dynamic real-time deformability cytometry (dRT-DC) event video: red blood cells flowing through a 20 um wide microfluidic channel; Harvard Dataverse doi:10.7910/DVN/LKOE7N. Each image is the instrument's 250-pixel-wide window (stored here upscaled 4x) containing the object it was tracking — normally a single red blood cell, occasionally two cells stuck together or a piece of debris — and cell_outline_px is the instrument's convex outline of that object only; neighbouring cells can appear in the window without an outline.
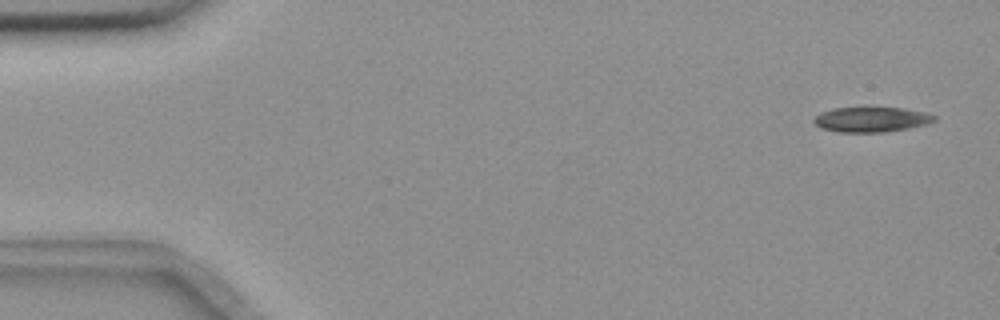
{"species": "common noctule bat (a hibernating species)", "species_latin": "Nyctalus noctula", "temperature_condition": "room temperature", "stored_images_in_passage": 4, "camera_frame_rate_fps": 3000, "um_per_image_px": 0.085, "animal": {"sex": "female", "body_mass_g": 18.4}, "frame": {"image": 1, "passage_image": 1, "time_ms": 0.0, "image_size_px": [1000, 320], "cell_outline_px": [[936, 120], [928, 124], [908, 128], [884, 132], [840, 132], [820, 128], [812, 120], [820, 112], [832, 108], [904, 108], [924, 112], [936, 116]], "centroid_in_image_um": [74.06, 10.16], "position_along_channel_um": 10.9, "area_um2": 17.51}}
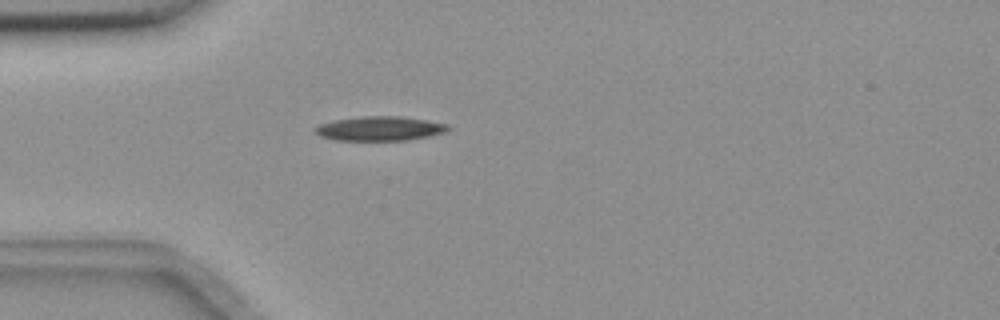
{"frame": {"image": 2, "passage_image": 4, "time_ms": 1.0, "image_size_px": [1000, 320], "cell_outline_px": [[452, 128], [448, 132], [408, 140], [336, 140], [320, 136], [312, 132], [312, 128], [320, 124], [336, 120], [360, 116], [400, 116], [448, 124]], "centroid_in_image_um": [32.27, 10.93], "position_along_channel_um": 52.7, "area_um2": 18.96}}